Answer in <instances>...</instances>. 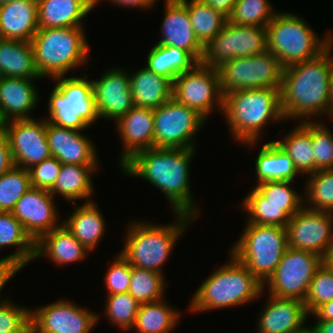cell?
Wrapping results in <instances>:
<instances>
[{"instance_id":"94428289","label":"cell","mask_w":333,"mask_h":333,"mask_svg":"<svg viewBox=\"0 0 333 333\" xmlns=\"http://www.w3.org/2000/svg\"><path fill=\"white\" fill-rule=\"evenodd\" d=\"M11 1H13V0H0V6L3 4L9 3Z\"/></svg>"},{"instance_id":"e575fe53","label":"cell","mask_w":333,"mask_h":333,"mask_svg":"<svg viewBox=\"0 0 333 333\" xmlns=\"http://www.w3.org/2000/svg\"><path fill=\"white\" fill-rule=\"evenodd\" d=\"M282 140H275L291 157L300 174L314 173L312 120L299 122Z\"/></svg>"},{"instance_id":"ac0fdd59","label":"cell","mask_w":333,"mask_h":333,"mask_svg":"<svg viewBox=\"0 0 333 333\" xmlns=\"http://www.w3.org/2000/svg\"><path fill=\"white\" fill-rule=\"evenodd\" d=\"M54 199L48 190L31 187L11 212L35 243L61 225Z\"/></svg>"},{"instance_id":"f907efd6","label":"cell","mask_w":333,"mask_h":333,"mask_svg":"<svg viewBox=\"0 0 333 333\" xmlns=\"http://www.w3.org/2000/svg\"><path fill=\"white\" fill-rule=\"evenodd\" d=\"M22 268L19 267L15 262L5 258H0V294L1 290L4 288L5 285H7V282H9L10 279L16 275L17 272H19ZM3 298V296H0V299ZM9 299L0 300V303H3Z\"/></svg>"},{"instance_id":"d6a6232c","label":"cell","mask_w":333,"mask_h":333,"mask_svg":"<svg viewBox=\"0 0 333 333\" xmlns=\"http://www.w3.org/2000/svg\"><path fill=\"white\" fill-rule=\"evenodd\" d=\"M257 185L264 181H292L301 175L293 160L274 140L266 142L255 160Z\"/></svg>"},{"instance_id":"c3c4849f","label":"cell","mask_w":333,"mask_h":333,"mask_svg":"<svg viewBox=\"0 0 333 333\" xmlns=\"http://www.w3.org/2000/svg\"><path fill=\"white\" fill-rule=\"evenodd\" d=\"M131 278V265L120 254L109 265L104 277L108 295L128 292Z\"/></svg>"},{"instance_id":"f546056e","label":"cell","mask_w":333,"mask_h":333,"mask_svg":"<svg viewBox=\"0 0 333 333\" xmlns=\"http://www.w3.org/2000/svg\"><path fill=\"white\" fill-rule=\"evenodd\" d=\"M98 167L62 164L55 184L49 192L52 196H63L69 204H74L75 201L80 199H86L83 203L93 201L91 196L94 194V186L91 176L92 172H95Z\"/></svg>"},{"instance_id":"83f0119b","label":"cell","mask_w":333,"mask_h":333,"mask_svg":"<svg viewBox=\"0 0 333 333\" xmlns=\"http://www.w3.org/2000/svg\"><path fill=\"white\" fill-rule=\"evenodd\" d=\"M72 205L75 207L73 213L62 223L91 252L98 247L106 231L104 216L94 201Z\"/></svg>"},{"instance_id":"5b68a950","label":"cell","mask_w":333,"mask_h":333,"mask_svg":"<svg viewBox=\"0 0 333 333\" xmlns=\"http://www.w3.org/2000/svg\"><path fill=\"white\" fill-rule=\"evenodd\" d=\"M174 215L175 222L167 225L141 220L129 222L124 237L125 244L120 254L132 267L164 274L162 267L170 258L179 237L195 220L186 214Z\"/></svg>"},{"instance_id":"5bb4252c","label":"cell","mask_w":333,"mask_h":333,"mask_svg":"<svg viewBox=\"0 0 333 333\" xmlns=\"http://www.w3.org/2000/svg\"><path fill=\"white\" fill-rule=\"evenodd\" d=\"M266 27L233 25L223 29L204 46L202 64L218 68L223 63L267 51Z\"/></svg>"},{"instance_id":"836d02e7","label":"cell","mask_w":333,"mask_h":333,"mask_svg":"<svg viewBox=\"0 0 333 333\" xmlns=\"http://www.w3.org/2000/svg\"><path fill=\"white\" fill-rule=\"evenodd\" d=\"M16 247L5 258L23 268L35 259V242L25 232L22 224L11 212H0V250L3 247ZM18 247V248H17Z\"/></svg>"},{"instance_id":"8fae6325","label":"cell","mask_w":333,"mask_h":333,"mask_svg":"<svg viewBox=\"0 0 333 333\" xmlns=\"http://www.w3.org/2000/svg\"><path fill=\"white\" fill-rule=\"evenodd\" d=\"M153 115L154 147L196 148L194 136L206 122L198 112L172 97L154 109Z\"/></svg>"},{"instance_id":"3957f363","label":"cell","mask_w":333,"mask_h":333,"mask_svg":"<svg viewBox=\"0 0 333 333\" xmlns=\"http://www.w3.org/2000/svg\"><path fill=\"white\" fill-rule=\"evenodd\" d=\"M222 113L234 140L250 147L257 145L264 125L285 121L280 106V89L274 88L229 92L223 95Z\"/></svg>"},{"instance_id":"44dd1931","label":"cell","mask_w":333,"mask_h":333,"mask_svg":"<svg viewBox=\"0 0 333 333\" xmlns=\"http://www.w3.org/2000/svg\"><path fill=\"white\" fill-rule=\"evenodd\" d=\"M46 136L52 156L60 163L100 165L95 144L80 130L61 127L46 120Z\"/></svg>"},{"instance_id":"8d00e7d4","label":"cell","mask_w":333,"mask_h":333,"mask_svg":"<svg viewBox=\"0 0 333 333\" xmlns=\"http://www.w3.org/2000/svg\"><path fill=\"white\" fill-rule=\"evenodd\" d=\"M180 312L164 299L140 304L132 329L137 333H171L178 321Z\"/></svg>"},{"instance_id":"d590c367","label":"cell","mask_w":333,"mask_h":333,"mask_svg":"<svg viewBox=\"0 0 333 333\" xmlns=\"http://www.w3.org/2000/svg\"><path fill=\"white\" fill-rule=\"evenodd\" d=\"M198 62L186 51L155 44L147 55V67L158 75L167 77L172 83L174 79L192 69Z\"/></svg>"},{"instance_id":"7bdbcfd3","label":"cell","mask_w":333,"mask_h":333,"mask_svg":"<svg viewBox=\"0 0 333 333\" xmlns=\"http://www.w3.org/2000/svg\"><path fill=\"white\" fill-rule=\"evenodd\" d=\"M106 298L104 314L110 323L121 330H131L140 303L129 292L106 295Z\"/></svg>"},{"instance_id":"6da1fadb","label":"cell","mask_w":333,"mask_h":333,"mask_svg":"<svg viewBox=\"0 0 333 333\" xmlns=\"http://www.w3.org/2000/svg\"><path fill=\"white\" fill-rule=\"evenodd\" d=\"M197 148L153 147L136 153L121 168L126 175L142 178L163 192L174 213L199 216L189 180Z\"/></svg>"},{"instance_id":"db71d44e","label":"cell","mask_w":333,"mask_h":333,"mask_svg":"<svg viewBox=\"0 0 333 333\" xmlns=\"http://www.w3.org/2000/svg\"><path fill=\"white\" fill-rule=\"evenodd\" d=\"M203 3L208 4L222 15H224L227 19L230 17L234 4L237 0H201Z\"/></svg>"},{"instance_id":"603a6c76","label":"cell","mask_w":333,"mask_h":333,"mask_svg":"<svg viewBox=\"0 0 333 333\" xmlns=\"http://www.w3.org/2000/svg\"><path fill=\"white\" fill-rule=\"evenodd\" d=\"M269 298L259 313L255 327L257 333H299L307 327L304 323L309 314L303 301L273 295Z\"/></svg>"},{"instance_id":"816d5d0a","label":"cell","mask_w":333,"mask_h":333,"mask_svg":"<svg viewBox=\"0 0 333 333\" xmlns=\"http://www.w3.org/2000/svg\"><path fill=\"white\" fill-rule=\"evenodd\" d=\"M14 166L12 153L6 134L0 130V176Z\"/></svg>"},{"instance_id":"91938a15","label":"cell","mask_w":333,"mask_h":333,"mask_svg":"<svg viewBox=\"0 0 333 333\" xmlns=\"http://www.w3.org/2000/svg\"><path fill=\"white\" fill-rule=\"evenodd\" d=\"M299 333H315L311 327H306L303 331Z\"/></svg>"},{"instance_id":"4fadbf2b","label":"cell","mask_w":333,"mask_h":333,"mask_svg":"<svg viewBox=\"0 0 333 333\" xmlns=\"http://www.w3.org/2000/svg\"><path fill=\"white\" fill-rule=\"evenodd\" d=\"M320 255L288 247L273 275L263 285L268 295L304 301L317 269L322 265Z\"/></svg>"},{"instance_id":"f5cc1de1","label":"cell","mask_w":333,"mask_h":333,"mask_svg":"<svg viewBox=\"0 0 333 333\" xmlns=\"http://www.w3.org/2000/svg\"><path fill=\"white\" fill-rule=\"evenodd\" d=\"M158 0H108V2H111L114 5H120V7H126V8H136V9H148L152 8L154 4L157 3ZM100 0H98L94 5L93 9L98 5Z\"/></svg>"},{"instance_id":"6f0895ef","label":"cell","mask_w":333,"mask_h":333,"mask_svg":"<svg viewBox=\"0 0 333 333\" xmlns=\"http://www.w3.org/2000/svg\"><path fill=\"white\" fill-rule=\"evenodd\" d=\"M323 264H325L331 271H333V244L327 250L323 257Z\"/></svg>"},{"instance_id":"d6986e66","label":"cell","mask_w":333,"mask_h":333,"mask_svg":"<svg viewBox=\"0 0 333 333\" xmlns=\"http://www.w3.org/2000/svg\"><path fill=\"white\" fill-rule=\"evenodd\" d=\"M110 69L105 70L99 80H92L93 93L99 118L116 122L134 107V103L129 74L117 67Z\"/></svg>"},{"instance_id":"ab89813d","label":"cell","mask_w":333,"mask_h":333,"mask_svg":"<svg viewBox=\"0 0 333 333\" xmlns=\"http://www.w3.org/2000/svg\"><path fill=\"white\" fill-rule=\"evenodd\" d=\"M166 285L164 274L131 266L128 292L140 304L164 299Z\"/></svg>"},{"instance_id":"74e56055","label":"cell","mask_w":333,"mask_h":333,"mask_svg":"<svg viewBox=\"0 0 333 333\" xmlns=\"http://www.w3.org/2000/svg\"><path fill=\"white\" fill-rule=\"evenodd\" d=\"M187 9L194 34L204 47L225 26L228 19L201 0H187Z\"/></svg>"},{"instance_id":"60d3db41","label":"cell","mask_w":333,"mask_h":333,"mask_svg":"<svg viewBox=\"0 0 333 333\" xmlns=\"http://www.w3.org/2000/svg\"><path fill=\"white\" fill-rule=\"evenodd\" d=\"M269 0H237L228 22L240 26L266 27L277 11Z\"/></svg>"},{"instance_id":"ee69618b","label":"cell","mask_w":333,"mask_h":333,"mask_svg":"<svg viewBox=\"0 0 333 333\" xmlns=\"http://www.w3.org/2000/svg\"><path fill=\"white\" fill-rule=\"evenodd\" d=\"M333 299V271L325 264L317 269L304 299L306 312L310 315L319 306Z\"/></svg>"},{"instance_id":"7c38bea8","label":"cell","mask_w":333,"mask_h":333,"mask_svg":"<svg viewBox=\"0 0 333 333\" xmlns=\"http://www.w3.org/2000/svg\"><path fill=\"white\" fill-rule=\"evenodd\" d=\"M172 97L194 109L205 119H208L216 108L222 112L223 94L218 68L197 63L174 79Z\"/></svg>"},{"instance_id":"ba28073f","label":"cell","mask_w":333,"mask_h":333,"mask_svg":"<svg viewBox=\"0 0 333 333\" xmlns=\"http://www.w3.org/2000/svg\"><path fill=\"white\" fill-rule=\"evenodd\" d=\"M88 74L59 76L48 100V116L45 119L55 125L83 131L99 120L95 96Z\"/></svg>"},{"instance_id":"8992f818","label":"cell","mask_w":333,"mask_h":333,"mask_svg":"<svg viewBox=\"0 0 333 333\" xmlns=\"http://www.w3.org/2000/svg\"><path fill=\"white\" fill-rule=\"evenodd\" d=\"M84 30V27L38 29L31 44L42 78L66 76L68 71L79 69L89 60L90 48Z\"/></svg>"},{"instance_id":"f35d334b","label":"cell","mask_w":333,"mask_h":333,"mask_svg":"<svg viewBox=\"0 0 333 333\" xmlns=\"http://www.w3.org/2000/svg\"><path fill=\"white\" fill-rule=\"evenodd\" d=\"M307 177L303 193L304 206L311 210L333 213V169L319 170Z\"/></svg>"},{"instance_id":"f6af8a7d","label":"cell","mask_w":333,"mask_h":333,"mask_svg":"<svg viewBox=\"0 0 333 333\" xmlns=\"http://www.w3.org/2000/svg\"><path fill=\"white\" fill-rule=\"evenodd\" d=\"M314 172L333 169V134L321 121H312Z\"/></svg>"},{"instance_id":"7a4b0ae2","label":"cell","mask_w":333,"mask_h":333,"mask_svg":"<svg viewBox=\"0 0 333 333\" xmlns=\"http://www.w3.org/2000/svg\"><path fill=\"white\" fill-rule=\"evenodd\" d=\"M332 47L333 42L317 57L283 68L280 106L285 121L304 122L311 121L313 115L328 116Z\"/></svg>"},{"instance_id":"680465c9","label":"cell","mask_w":333,"mask_h":333,"mask_svg":"<svg viewBox=\"0 0 333 333\" xmlns=\"http://www.w3.org/2000/svg\"><path fill=\"white\" fill-rule=\"evenodd\" d=\"M329 118L333 120V70L330 78V101H329Z\"/></svg>"},{"instance_id":"4dcf8cb0","label":"cell","mask_w":333,"mask_h":333,"mask_svg":"<svg viewBox=\"0 0 333 333\" xmlns=\"http://www.w3.org/2000/svg\"><path fill=\"white\" fill-rule=\"evenodd\" d=\"M242 208L248 213L247 223L278 225L286 228L290 218L299 212L303 204H275L267 201L255 187L243 198Z\"/></svg>"},{"instance_id":"9c48e42d","label":"cell","mask_w":333,"mask_h":333,"mask_svg":"<svg viewBox=\"0 0 333 333\" xmlns=\"http://www.w3.org/2000/svg\"><path fill=\"white\" fill-rule=\"evenodd\" d=\"M230 253L264 285L273 275L288 249L286 228L278 225L245 223Z\"/></svg>"},{"instance_id":"11a10c76","label":"cell","mask_w":333,"mask_h":333,"mask_svg":"<svg viewBox=\"0 0 333 333\" xmlns=\"http://www.w3.org/2000/svg\"><path fill=\"white\" fill-rule=\"evenodd\" d=\"M310 316L316 320H333V299L319 306Z\"/></svg>"},{"instance_id":"e0dca14e","label":"cell","mask_w":333,"mask_h":333,"mask_svg":"<svg viewBox=\"0 0 333 333\" xmlns=\"http://www.w3.org/2000/svg\"><path fill=\"white\" fill-rule=\"evenodd\" d=\"M288 247L324 257L333 244V213L303 207L286 225Z\"/></svg>"},{"instance_id":"ffe728a7","label":"cell","mask_w":333,"mask_h":333,"mask_svg":"<svg viewBox=\"0 0 333 333\" xmlns=\"http://www.w3.org/2000/svg\"><path fill=\"white\" fill-rule=\"evenodd\" d=\"M161 39L157 44L172 46L188 52L198 63L204 47L197 40L187 9V0H165Z\"/></svg>"},{"instance_id":"bcb514c9","label":"cell","mask_w":333,"mask_h":333,"mask_svg":"<svg viewBox=\"0 0 333 333\" xmlns=\"http://www.w3.org/2000/svg\"><path fill=\"white\" fill-rule=\"evenodd\" d=\"M0 333H31L30 309L10 299L0 303Z\"/></svg>"},{"instance_id":"f1b7e54d","label":"cell","mask_w":333,"mask_h":333,"mask_svg":"<svg viewBox=\"0 0 333 333\" xmlns=\"http://www.w3.org/2000/svg\"><path fill=\"white\" fill-rule=\"evenodd\" d=\"M132 73L129 77L134 106L154 110L172 98L173 83L167 77L147 67Z\"/></svg>"},{"instance_id":"7402d4cb","label":"cell","mask_w":333,"mask_h":333,"mask_svg":"<svg viewBox=\"0 0 333 333\" xmlns=\"http://www.w3.org/2000/svg\"><path fill=\"white\" fill-rule=\"evenodd\" d=\"M116 122L118 136L123 145V151L118 158L121 168L136 153L154 147L153 109L134 106Z\"/></svg>"},{"instance_id":"1f68e13d","label":"cell","mask_w":333,"mask_h":333,"mask_svg":"<svg viewBox=\"0 0 333 333\" xmlns=\"http://www.w3.org/2000/svg\"><path fill=\"white\" fill-rule=\"evenodd\" d=\"M0 77L42 78L31 42L0 38Z\"/></svg>"},{"instance_id":"9a60e30c","label":"cell","mask_w":333,"mask_h":333,"mask_svg":"<svg viewBox=\"0 0 333 333\" xmlns=\"http://www.w3.org/2000/svg\"><path fill=\"white\" fill-rule=\"evenodd\" d=\"M89 309L58 299L30 310L31 333H90L100 316Z\"/></svg>"},{"instance_id":"52a82bcc","label":"cell","mask_w":333,"mask_h":333,"mask_svg":"<svg viewBox=\"0 0 333 333\" xmlns=\"http://www.w3.org/2000/svg\"><path fill=\"white\" fill-rule=\"evenodd\" d=\"M267 50L283 68L317 57L332 42L333 33L321 40L307 21L291 12H278L267 24Z\"/></svg>"},{"instance_id":"30bf717a","label":"cell","mask_w":333,"mask_h":333,"mask_svg":"<svg viewBox=\"0 0 333 333\" xmlns=\"http://www.w3.org/2000/svg\"><path fill=\"white\" fill-rule=\"evenodd\" d=\"M218 71L223 95L236 90L281 88L283 67L268 50L229 60Z\"/></svg>"},{"instance_id":"6125c7cd","label":"cell","mask_w":333,"mask_h":333,"mask_svg":"<svg viewBox=\"0 0 333 333\" xmlns=\"http://www.w3.org/2000/svg\"><path fill=\"white\" fill-rule=\"evenodd\" d=\"M89 1L92 5H94L98 0H87Z\"/></svg>"},{"instance_id":"2e32d148","label":"cell","mask_w":333,"mask_h":333,"mask_svg":"<svg viewBox=\"0 0 333 333\" xmlns=\"http://www.w3.org/2000/svg\"><path fill=\"white\" fill-rule=\"evenodd\" d=\"M11 120L2 124L15 166L29 169L52 157L46 136V119Z\"/></svg>"},{"instance_id":"4316f807","label":"cell","mask_w":333,"mask_h":333,"mask_svg":"<svg viewBox=\"0 0 333 333\" xmlns=\"http://www.w3.org/2000/svg\"><path fill=\"white\" fill-rule=\"evenodd\" d=\"M92 10L87 0H37L38 27H83L84 17Z\"/></svg>"},{"instance_id":"9f6ffc18","label":"cell","mask_w":333,"mask_h":333,"mask_svg":"<svg viewBox=\"0 0 333 333\" xmlns=\"http://www.w3.org/2000/svg\"><path fill=\"white\" fill-rule=\"evenodd\" d=\"M311 328L315 333H333V320H317Z\"/></svg>"},{"instance_id":"484cf974","label":"cell","mask_w":333,"mask_h":333,"mask_svg":"<svg viewBox=\"0 0 333 333\" xmlns=\"http://www.w3.org/2000/svg\"><path fill=\"white\" fill-rule=\"evenodd\" d=\"M89 251L73 236L63 223L44 234L35 243V260L47 257L57 265H68L87 258Z\"/></svg>"},{"instance_id":"7dc6e473","label":"cell","mask_w":333,"mask_h":333,"mask_svg":"<svg viewBox=\"0 0 333 333\" xmlns=\"http://www.w3.org/2000/svg\"><path fill=\"white\" fill-rule=\"evenodd\" d=\"M292 183V181H264L254 187L271 203L304 204V194L297 193L292 188Z\"/></svg>"},{"instance_id":"cb8c5ba5","label":"cell","mask_w":333,"mask_h":333,"mask_svg":"<svg viewBox=\"0 0 333 333\" xmlns=\"http://www.w3.org/2000/svg\"><path fill=\"white\" fill-rule=\"evenodd\" d=\"M34 80L21 77H0V122L33 119L30 115L39 104L40 95Z\"/></svg>"},{"instance_id":"d4e9b609","label":"cell","mask_w":333,"mask_h":333,"mask_svg":"<svg viewBox=\"0 0 333 333\" xmlns=\"http://www.w3.org/2000/svg\"><path fill=\"white\" fill-rule=\"evenodd\" d=\"M38 29L37 0H13L0 6V38L31 42Z\"/></svg>"},{"instance_id":"277c9868","label":"cell","mask_w":333,"mask_h":333,"mask_svg":"<svg viewBox=\"0 0 333 333\" xmlns=\"http://www.w3.org/2000/svg\"><path fill=\"white\" fill-rule=\"evenodd\" d=\"M229 254L228 263L213 271L197 288L189 303L190 312L236 307L257 300L266 292L254 274Z\"/></svg>"},{"instance_id":"681fc988","label":"cell","mask_w":333,"mask_h":333,"mask_svg":"<svg viewBox=\"0 0 333 333\" xmlns=\"http://www.w3.org/2000/svg\"><path fill=\"white\" fill-rule=\"evenodd\" d=\"M62 163L50 157L28 169L31 187L50 191L59 175Z\"/></svg>"},{"instance_id":"b9f144b4","label":"cell","mask_w":333,"mask_h":333,"mask_svg":"<svg viewBox=\"0 0 333 333\" xmlns=\"http://www.w3.org/2000/svg\"><path fill=\"white\" fill-rule=\"evenodd\" d=\"M31 188L27 169L13 166L0 176V212H12L16 202Z\"/></svg>"}]
</instances>
